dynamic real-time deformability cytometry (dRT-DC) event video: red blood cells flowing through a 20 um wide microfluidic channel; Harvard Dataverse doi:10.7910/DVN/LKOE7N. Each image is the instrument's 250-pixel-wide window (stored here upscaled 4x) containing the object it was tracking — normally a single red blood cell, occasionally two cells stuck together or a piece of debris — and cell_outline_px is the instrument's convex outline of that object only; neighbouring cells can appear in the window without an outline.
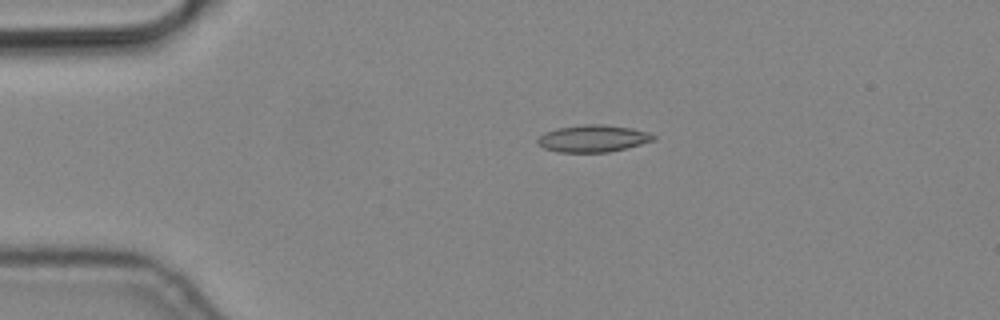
{"species": "common noctule bat (a hibernating species)", "species_latin": "Nyctalus noctula", "temperature_condition": "cold", "stored_images_in_passage": 5, "camera_frame_rate_fps": 3000, "um_per_image_px": 0.085, "animal": {"sex": "male", "body_mass_g": 19.2, "forearm_length_mm": 51.8}, "frame": {"image": 1, "passage_image": 3, "time_ms": 0.667, "image_size_px": [1000, 320], "cell_outline_px": [[656, 140], [628, 148], [608, 152], [556, 152], [544, 148], [536, 144], [536, 140], [544, 132], [556, 128], [584, 124], [604, 124], [632, 128], [648, 132], [656, 136]], "centroid_in_image_um": [50.4, 11.77], "position_along_channel_um": 34.6, "area_um2": 18.55}}
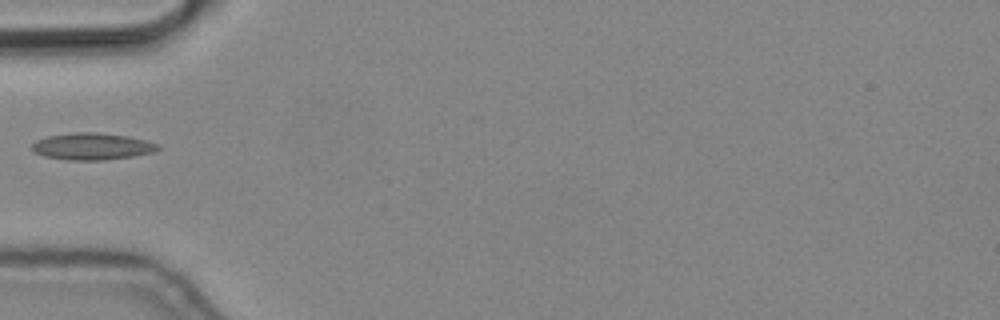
{"frame": {"image": 2, "passage_image": 5, "time_ms": 1.333, "image_size_px": [1000, 320], "cell_outline_px": [[160, 148], [152, 152], [132, 156], [104, 160], [68, 160], [44, 156], [36, 152], [32, 148], [32, 144], [36, 140], [48, 136], [76, 132], [96, 132], [128, 136], [160, 144]], "centroid_in_image_um": [7.83, 12.44], "position_along_channel_um": 77.2, "area_um2": 19.54}}